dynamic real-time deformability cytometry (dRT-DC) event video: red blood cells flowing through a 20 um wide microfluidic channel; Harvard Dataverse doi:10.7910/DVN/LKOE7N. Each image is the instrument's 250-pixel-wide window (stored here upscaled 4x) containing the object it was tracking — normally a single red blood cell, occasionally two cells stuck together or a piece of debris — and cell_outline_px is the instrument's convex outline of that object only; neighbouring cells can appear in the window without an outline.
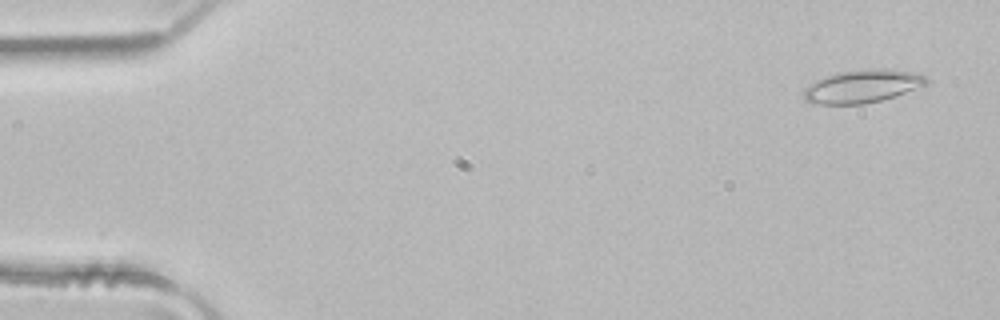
{"species": "common noctule bat (a hibernating species)", "species_latin": "Nyctalus noctula", "temperature_condition": "room temperature", "stored_images_in_passage": 5, "camera_frame_rate_fps": 3000, "um_per_image_px": 0.085, "animal": {"sex": "male", "body_mass_g": 21.5, "forearm_length_mm": 52.0}, "frame": {"image": 1, "passage_image": 1, "time_ms": 0.0, "image_size_px": [1000, 320], "cell_outline_px": [[932, 80], [928, 84], [880, 100], [864, 104], [812, 104], [804, 100], [804, 88], [816, 80], [824, 76], [836, 72], [876, 68], [884, 68], [908, 72], [924, 76]], "centroid_in_image_um": [73.25, 7.33], "position_along_channel_um": 11.7, "area_um2": 23.47}}
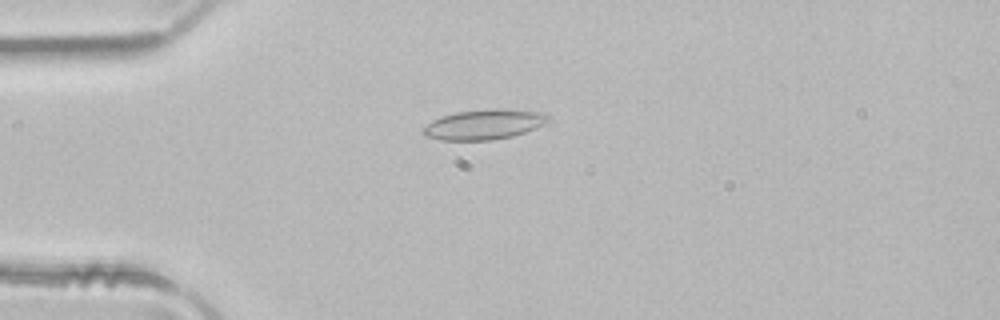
{"frame": {"image": 2, "passage_image": 3, "time_ms": 0.667, "image_size_px": [1000, 320], "cell_outline_px": [[552, 116], [548, 120], [524, 132], [512, 136], [492, 140], [440, 140], [424, 136], [420, 132], [420, 128], [432, 120], [440, 116], [456, 112], [548, 112]], "centroid_in_image_um": [40.99, 10.64], "position_along_channel_um": 44.0, "area_um2": 20.75}}
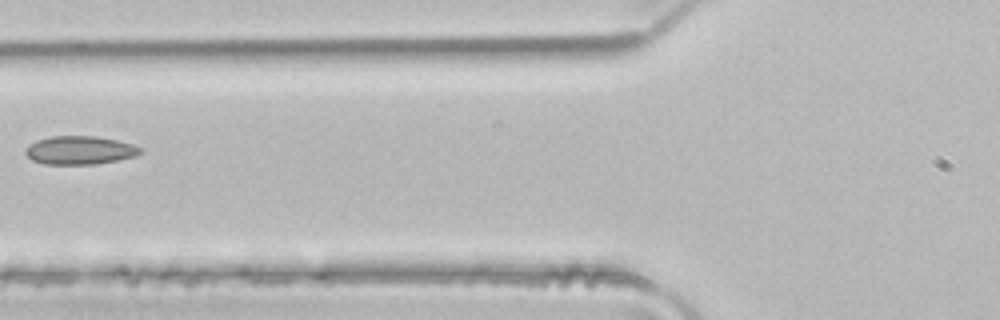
{"frame": {"image": 3, "passage_image": 5, "time_ms": 1.333, "image_size_px": [1000, 320], "cell_outline_px": [[144, 152], [136, 156], [96, 164], [44, 164], [32, 160], [24, 152], [24, 148], [28, 144], [36, 140], [48, 136], [96, 136], [116, 140], [132, 144], [140, 148]], "centroid_in_image_um": [6.74, 12.76], "position_along_channel_um": 119.1, "area_um2": 19.13}}